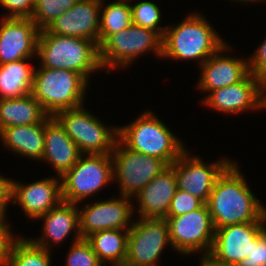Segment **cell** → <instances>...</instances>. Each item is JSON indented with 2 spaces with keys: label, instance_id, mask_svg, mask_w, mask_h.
<instances>
[{
  "label": "cell",
  "instance_id": "obj_6",
  "mask_svg": "<svg viewBox=\"0 0 266 266\" xmlns=\"http://www.w3.org/2000/svg\"><path fill=\"white\" fill-rule=\"evenodd\" d=\"M75 142L81 154H110L119 136V126L109 127L83 105L53 116Z\"/></svg>",
  "mask_w": 266,
  "mask_h": 266
},
{
  "label": "cell",
  "instance_id": "obj_34",
  "mask_svg": "<svg viewBox=\"0 0 266 266\" xmlns=\"http://www.w3.org/2000/svg\"><path fill=\"white\" fill-rule=\"evenodd\" d=\"M0 6L8 10L5 18H30L35 6V0H0Z\"/></svg>",
  "mask_w": 266,
  "mask_h": 266
},
{
  "label": "cell",
  "instance_id": "obj_32",
  "mask_svg": "<svg viewBox=\"0 0 266 266\" xmlns=\"http://www.w3.org/2000/svg\"><path fill=\"white\" fill-rule=\"evenodd\" d=\"M205 203L188 192L177 189L173 196L167 216H179L201 208Z\"/></svg>",
  "mask_w": 266,
  "mask_h": 266
},
{
  "label": "cell",
  "instance_id": "obj_25",
  "mask_svg": "<svg viewBox=\"0 0 266 266\" xmlns=\"http://www.w3.org/2000/svg\"><path fill=\"white\" fill-rule=\"evenodd\" d=\"M25 58L0 65V99H13L32 92L34 66Z\"/></svg>",
  "mask_w": 266,
  "mask_h": 266
},
{
  "label": "cell",
  "instance_id": "obj_12",
  "mask_svg": "<svg viewBox=\"0 0 266 266\" xmlns=\"http://www.w3.org/2000/svg\"><path fill=\"white\" fill-rule=\"evenodd\" d=\"M131 201V197L120 195V198L86 203L82 209L78 207L81 238L108 229L129 230L135 212Z\"/></svg>",
  "mask_w": 266,
  "mask_h": 266
},
{
  "label": "cell",
  "instance_id": "obj_10",
  "mask_svg": "<svg viewBox=\"0 0 266 266\" xmlns=\"http://www.w3.org/2000/svg\"><path fill=\"white\" fill-rule=\"evenodd\" d=\"M171 248L182 255L210 252L215 228L206 204L179 216H167Z\"/></svg>",
  "mask_w": 266,
  "mask_h": 266
},
{
  "label": "cell",
  "instance_id": "obj_3",
  "mask_svg": "<svg viewBox=\"0 0 266 266\" xmlns=\"http://www.w3.org/2000/svg\"><path fill=\"white\" fill-rule=\"evenodd\" d=\"M40 67L66 69L82 74L88 81L89 75L102 70L99 46L92 40L61 36L40 30L37 43Z\"/></svg>",
  "mask_w": 266,
  "mask_h": 266
},
{
  "label": "cell",
  "instance_id": "obj_37",
  "mask_svg": "<svg viewBox=\"0 0 266 266\" xmlns=\"http://www.w3.org/2000/svg\"><path fill=\"white\" fill-rule=\"evenodd\" d=\"M11 180L0 176V207L6 212L7 205L11 201Z\"/></svg>",
  "mask_w": 266,
  "mask_h": 266
},
{
  "label": "cell",
  "instance_id": "obj_30",
  "mask_svg": "<svg viewBox=\"0 0 266 266\" xmlns=\"http://www.w3.org/2000/svg\"><path fill=\"white\" fill-rule=\"evenodd\" d=\"M130 6L133 24L156 31L163 38L167 27L159 26L162 14L158 5L151 1H141Z\"/></svg>",
  "mask_w": 266,
  "mask_h": 266
},
{
  "label": "cell",
  "instance_id": "obj_14",
  "mask_svg": "<svg viewBox=\"0 0 266 266\" xmlns=\"http://www.w3.org/2000/svg\"><path fill=\"white\" fill-rule=\"evenodd\" d=\"M219 112L240 114L246 110L264 109V84L251 73L239 83L208 93L201 101Z\"/></svg>",
  "mask_w": 266,
  "mask_h": 266
},
{
  "label": "cell",
  "instance_id": "obj_35",
  "mask_svg": "<svg viewBox=\"0 0 266 266\" xmlns=\"http://www.w3.org/2000/svg\"><path fill=\"white\" fill-rule=\"evenodd\" d=\"M249 71L263 84L266 83V39L260 44L256 52L248 57Z\"/></svg>",
  "mask_w": 266,
  "mask_h": 266
},
{
  "label": "cell",
  "instance_id": "obj_22",
  "mask_svg": "<svg viewBox=\"0 0 266 266\" xmlns=\"http://www.w3.org/2000/svg\"><path fill=\"white\" fill-rule=\"evenodd\" d=\"M81 155L78 146L53 117L45 118L44 152L41 161L48 162L59 177H62L78 161Z\"/></svg>",
  "mask_w": 266,
  "mask_h": 266
},
{
  "label": "cell",
  "instance_id": "obj_4",
  "mask_svg": "<svg viewBox=\"0 0 266 266\" xmlns=\"http://www.w3.org/2000/svg\"><path fill=\"white\" fill-rule=\"evenodd\" d=\"M154 114L147 110L128 125L120 126L118 139L132 151L160 158L171 165L186 148Z\"/></svg>",
  "mask_w": 266,
  "mask_h": 266
},
{
  "label": "cell",
  "instance_id": "obj_26",
  "mask_svg": "<svg viewBox=\"0 0 266 266\" xmlns=\"http://www.w3.org/2000/svg\"><path fill=\"white\" fill-rule=\"evenodd\" d=\"M100 262L107 266H124L127 258L128 230L108 229L86 238Z\"/></svg>",
  "mask_w": 266,
  "mask_h": 266
},
{
  "label": "cell",
  "instance_id": "obj_7",
  "mask_svg": "<svg viewBox=\"0 0 266 266\" xmlns=\"http://www.w3.org/2000/svg\"><path fill=\"white\" fill-rule=\"evenodd\" d=\"M151 51L162 58V37L156 31L132 23L127 29L110 35L99 46V60L102 70L125 68Z\"/></svg>",
  "mask_w": 266,
  "mask_h": 266
},
{
  "label": "cell",
  "instance_id": "obj_23",
  "mask_svg": "<svg viewBox=\"0 0 266 266\" xmlns=\"http://www.w3.org/2000/svg\"><path fill=\"white\" fill-rule=\"evenodd\" d=\"M2 144L19 156L41 161L44 152L45 119L39 124L12 126L0 132Z\"/></svg>",
  "mask_w": 266,
  "mask_h": 266
},
{
  "label": "cell",
  "instance_id": "obj_13",
  "mask_svg": "<svg viewBox=\"0 0 266 266\" xmlns=\"http://www.w3.org/2000/svg\"><path fill=\"white\" fill-rule=\"evenodd\" d=\"M232 162L226 158L207 164L198 156H190L186 149L171 165L177 178L178 189L190 193L206 204L218 177Z\"/></svg>",
  "mask_w": 266,
  "mask_h": 266
},
{
  "label": "cell",
  "instance_id": "obj_15",
  "mask_svg": "<svg viewBox=\"0 0 266 266\" xmlns=\"http://www.w3.org/2000/svg\"><path fill=\"white\" fill-rule=\"evenodd\" d=\"M2 18L0 65L37 56L40 29L31 18Z\"/></svg>",
  "mask_w": 266,
  "mask_h": 266
},
{
  "label": "cell",
  "instance_id": "obj_40",
  "mask_svg": "<svg viewBox=\"0 0 266 266\" xmlns=\"http://www.w3.org/2000/svg\"><path fill=\"white\" fill-rule=\"evenodd\" d=\"M233 1H235V2L237 1V2H239V3H240V2H241V3H244V2H245V3H246V2H248V3H252V2L255 3V2H256V3H257L258 1L261 2V1H266V0H233Z\"/></svg>",
  "mask_w": 266,
  "mask_h": 266
},
{
  "label": "cell",
  "instance_id": "obj_31",
  "mask_svg": "<svg viewBox=\"0 0 266 266\" xmlns=\"http://www.w3.org/2000/svg\"><path fill=\"white\" fill-rule=\"evenodd\" d=\"M67 253L66 266H103L86 239L71 244Z\"/></svg>",
  "mask_w": 266,
  "mask_h": 266
},
{
  "label": "cell",
  "instance_id": "obj_17",
  "mask_svg": "<svg viewBox=\"0 0 266 266\" xmlns=\"http://www.w3.org/2000/svg\"><path fill=\"white\" fill-rule=\"evenodd\" d=\"M101 0H78L46 30L61 36L85 38L98 45Z\"/></svg>",
  "mask_w": 266,
  "mask_h": 266
},
{
  "label": "cell",
  "instance_id": "obj_36",
  "mask_svg": "<svg viewBox=\"0 0 266 266\" xmlns=\"http://www.w3.org/2000/svg\"><path fill=\"white\" fill-rule=\"evenodd\" d=\"M11 231L6 221L0 224V266H8L13 246L20 238L15 237Z\"/></svg>",
  "mask_w": 266,
  "mask_h": 266
},
{
  "label": "cell",
  "instance_id": "obj_38",
  "mask_svg": "<svg viewBox=\"0 0 266 266\" xmlns=\"http://www.w3.org/2000/svg\"><path fill=\"white\" fill-rule=\"evenodd\" d=\"M200 266H235L228 265L225 261H222L212 255L210 252H206L201 255Z\"/></svg>",
  "mask_w": 266,
  "mask_h": 266
},
{
  "label": "cell",
  "instance_id": "obj_24",
  "mask_svg": "<svg viewBox=\"0 0 266 266\" xmlns=\"http://www.w3.org/2000/svg\"><path fill=\"white\" fill-rule=\"evenodd\" d=\"M47 116L31 93L20 98L0 99V132L7 127L39 124Z\"/></svg>",
  "mask_w": 266,
  "mask_h": 266
},
{
  "label": "cell",
  "instance_id": "obj_29",
  "mask_svg": "<svg viewBox=\"0 0 266 266\" xmlns=\"http://www.w3.org/2000/svg\"><path fill=\"white\" fill-rule=\"evenodd\" d=\"M78 0H35L31 20L42 30L69 10Z\"/></svg>",
  "mask_w": 266,
  "mask_h": 266
},
{
  "label": "cell",
  "instance_id": "obj_27",
  "mask_svg": "<svg viewBox=\"0 0 266 266\" xmlns=\"http://www.w3.org/2000/svg\"><path fill=\"white\" fill-rule=\"evenodd\" d=\"M131 1L117 0L104 7V0H101L98 46L113 33L127 29L132 24V10L129 4Z\"/></svg>",
  "mask_w": 266,
  "mask_h": 266
},
{
  "label": "cell",
  "instance_id": "obj_2",
  "mask_svg": "<svg viewBox=\"0 0 266 266\" xmlns=\"http://www.w3.org/2000/svg\"><path fill=\"white\" fill-rule=\"evenodd\" d=\"M162 38V59L199 60L201 66L226 42L198 12H192L175 26H166Z\"/></svg>",
  "mask_w": 266,
  "mask_h": 266
},
{
  "label": "cell",
  "instance_id": "obj_11",
  "mask_svg": "<svg viewBox=\"0 0 266 266\" xmlns=\"http://www.w3.org/2000/svg\"><path fill=\"white\" fill-rule=\"evenodd\" d=\"M166 245H171L166 219L139 218L128 230L124 266H156Z\"/></svg>",
  "mask_w": 266,
  "mask_h": 266
},
{
  "label": "cell",
  "instance_id": "obj_39",
  "mask_svg": "<svg viewBox=\"0 0 266 266\" xmlns=\"http://www.w3.org/2000/svg\"><path fill=\"white\" fill-rule=\"evenodd\" d=\"M6 215L5 211L0 207V224H3L6 221Z\"/></svg>",
  "mask_w": 266,
  "mask_h": 266
},
{
  "label": "cell",
  "instance_id": "obj_1",
  "mask_svg": "<svg viewBox=\"0 0 266 266\" xmlns=\"http://www.w3.org/2000/svg\"><path fill=\"white\" fill-rule=\"evenodd\" d=\"M233 161L218 177L206 203L215 229L249 222H266V208L251 192Z\"/></svg>",
  "mask_w": 266,
  "mask_h": 266
},
{
  "label": "cell",
  "instance_id": "obj_19",
  "mask_svg": "<svg viewBox=\"0 0 266 266\" xmlns=\"http://www.w3.org/2000/svg\"><path fill=\"white\" fill-rule=\"evenodd\" d=\"M227 50L230 46L226 43L200 66L199 90L209 93L239 83L250 74L248 60L223 55Z\"/></svg>",
  "mask_w": 266,
  "mask_h": 266
},
{
  "label": "cell",
  "instance_id": "obj_28",
  "mask_svg": "<svg viewBox=\"0 0 266 266\" xmlns=\"http://www.w3.org/2000/svg\"><path fill=\"white\" fill-rule=\"evenodd\" d=\"M51 252L29 238H20L13 246L8 266H51Z\"/></svg>",
  "mask_w": 266,
  "mask_h": 266
},
{
  "label": "cell",
  "instance_id": "obj_21",
  "mask_svg": "<svg viewBox=\"0 0 266 266\" xmlns=\"http://www.w3.org/2000/svg\"><path fill=\"white\" fill-rule=\"evenodd\" d=\"M42 219V236L39 238H29L34 244L46 249L54 247V244H60L67 239L73 231V243L81 240L79 232V210L78 204L62 201L59 205L50 209L46 214L41 215L36 220ZM73 230V231H72ZM50 242V243H49ZM53 242V243H52Z\"/></svg>",
  "mask_w": 266,
  "mask_h": 266
},
{
  "label": "cell",
  "instance_id": "obj_8",
  "mask_svg": "<svg viewBox=\"0 0 266 266\" xmlns=\"http://www.w3.org/2000/svg\"><path fill=\"white\" fill-rule=\"evenodd\" d=\"M112 180L111 154H81L76 164L61 177L63 201L79 204Z\"/></svg>",
  "mask_w": 266,
  "mask_h": 266
},
{
  "label": "cell",
  "instance_id": "obj_18",
  "mask_svg": "<svg viewBox=\"0 0 266 266\" xmlns=\"http://www.w3.org/2000/svg\"><path fill=\"white\" fill-rule=\"evenodd\" d=\"M266 228V222L234 224L215 229L210 253L235 265L250 254L252 241Z\"/></svg>",
  "mask_w": 266,
  "mask_h": 266
},
{
  "label": "cell",
  "instance_id": "obj_5",
  "mask_svg": "<svg viewBox=\"0 0 266 266\" xmlns=\"http://www.w3.org/2000/svg\"><path fill=\"white\" fill-rule=\"evenodd\" d=\"M89 81L66 69L40 67L34 70L32 96L49 116L84 105Z\"/></svg>",
  "mask_w": 266,
  "mask_h": 266
},
{
  "label": "cell",
  "instance_id": "obj_9",
  "mask_svg": "<svg viewBox=\"0 0 266 266\" xmlns=\"http://www.w3.org/2000/svg\"><path fill=\"white\" fill-rule=\"evenodd\" d=\"M110 154L113 161V179L119 183L120 195L131 198L169 166L160 158L130 150L119 139Z\"/></svg>",
  "mask_w": 266,
  "mask_h": 266
},
{
  "label": "cell",
  "instance_id": "obj_33",
  "mask_svg": "<svg viewBox=\"0 0 266 266\" xmlns=\"http://www.w3.org/2000/svg\"><path fill=\"white\" fill-rule=\"evenodd\" d=\"M236 266H266V228L252 241L250 254Z\"/></svg>",
  "mask_w": 266,
  "mask_h": 266
},
{
  "label": "cell",
  "instance_id": "obj_16",
  "mask_svg": "<svg viewBox=\"0 0 266 266\" xmlns=\"http://www.w3.org/2000/svg\"><path fill=\"white\" fill-rule=\"evenodd\" d=\"M11 201L31 219H37L62 201L61 177L44 178L28 184L11 180Z\"/></svg>",
  "mask_w": 266,
  "mask_h": 266
},
{
  "label": "cell",
  "instance_id": "obj_41",
  "mask_svg": "<svg viewBox=\"0 0 266 266\" xmlns=\"http://www.w3.org/2000/svg\"><path fill=\"white\" fill-rule=\"evenodd\" d=\"M264 109H266V83L264 84Z\"/></svg>",
  "mask_w": 266,
  "mask_h": 266
},
{
  "label": "cell",
  "instance_id": "obj_20",
  "mask_svg": "<svg viewBox=\"0 0 266 266\" xmlns=\"http://www.w3.org/2000/svg\"><path fill=\"white\" fill-rule=\"evenodd\" d=\"M177 189L174 168L169 165L134 196L139 203L138 218L165 219Z\"/></svg>",
  "mask_w": 266,
  "mask_h": 266
}]
</instances>
